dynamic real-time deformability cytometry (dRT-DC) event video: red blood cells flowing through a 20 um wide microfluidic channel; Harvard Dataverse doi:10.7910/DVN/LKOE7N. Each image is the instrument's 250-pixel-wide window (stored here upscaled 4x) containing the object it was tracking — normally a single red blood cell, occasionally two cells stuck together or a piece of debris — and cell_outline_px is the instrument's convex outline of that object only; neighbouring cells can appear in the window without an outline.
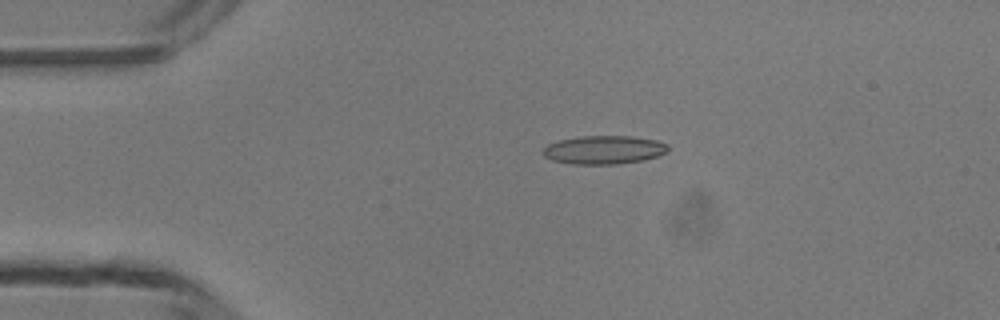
{"species": "common noctule bat (a hibernating species)", "species_latin": "Nyctalus noctula", "temperature_condition": "room temperature", "stored_images_in_passage": 2, "camera_frame_rate_fps": 3000, "um_per_image_px": 0.085, "animal": {"sex": "male", "body_mass_g": 13.3}, "frame": {"image": 1, "passage_image": 1, "time_ms": 0.0, "image_size_px": [1000, 320], "cell_outline_px": [[668, 152], [644, 160], [620, 164], [572, 164], [552, 160], [544, 156], [540, 152], [548, 144], [556, 140], [580, 136], [632, 136], [656, 140], [668, 144]], "centroid_in_image_um": [51.31, 12.73], "position_along_channel_um": 33.7, "area_um2": 20.98}}